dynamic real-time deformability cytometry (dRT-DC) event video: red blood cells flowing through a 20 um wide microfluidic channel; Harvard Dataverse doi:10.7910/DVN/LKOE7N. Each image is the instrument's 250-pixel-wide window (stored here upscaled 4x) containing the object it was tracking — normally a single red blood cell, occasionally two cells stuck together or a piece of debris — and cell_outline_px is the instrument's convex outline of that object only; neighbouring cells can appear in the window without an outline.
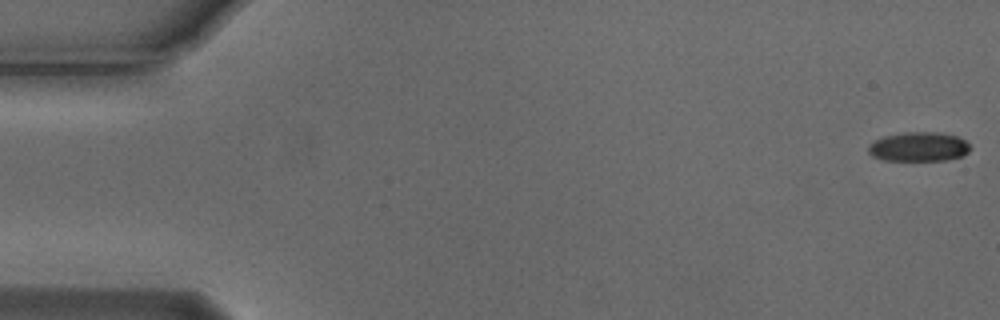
{"species": "Egyptian fruit bat (a non-hibernating species)", "species_latin": "Rousettus aegyptiacus", "temperature_condition": "cold", "stored_images_in_passage": 5, "camera_frame_rate_fps": 3000, "um_per_image_px": 0.085, "animal": {"sex": "male"}, "frame": {"image": 1, "passage_image": 1, "time_ms": 0.0, "image_size_px": [1000, 320], "cell_outline_px": [[972, 148], [968, 152], [960, 156], [944, 160], [884, 160], [872, 156], [868, 152], [868, 144], [884, 136], [904, 132], [940, 132], [956, 136], [964, 140]], "centroid_in_image_um": [78.07, 12.47], "position_along_channel_um": 6.9, "area_um2": 17.34}}
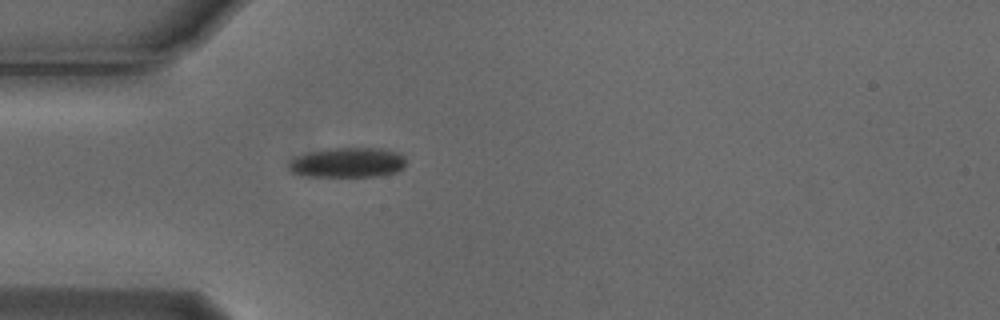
{"frame": {"image": 2, "passage_image": 5, "time_ms": 1.333, "image_size_px": [1000, 320], "cell_outline_px": [[404, 168], [396, 172], [380, 176], [308, 176], [292, 172], [288, 168], [288, 164], [296, 156], [308, 152], [332, 148], [376, 148], [400, 152], [404, 156]], "centroid_in_image_um": [29.57, 13.81], "position_along_channel_um": 55.4, "area_um2": 20.4}}